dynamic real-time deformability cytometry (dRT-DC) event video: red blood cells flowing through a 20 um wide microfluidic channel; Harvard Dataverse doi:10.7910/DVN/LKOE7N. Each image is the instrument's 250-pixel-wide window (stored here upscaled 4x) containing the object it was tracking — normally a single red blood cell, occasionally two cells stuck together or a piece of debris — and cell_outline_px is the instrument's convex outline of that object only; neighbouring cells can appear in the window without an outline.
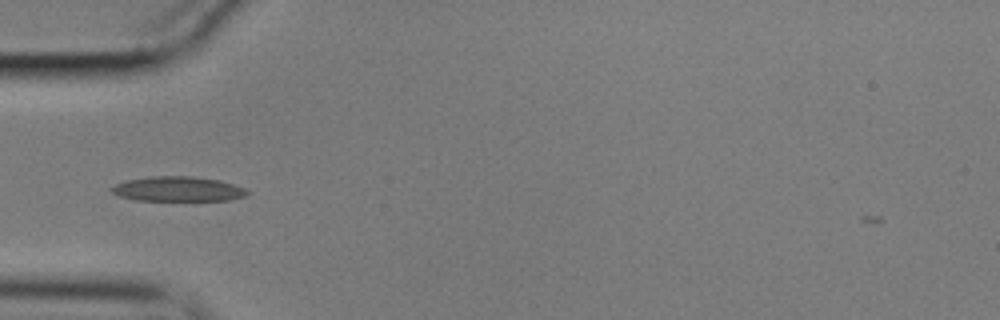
{"species": "common noctule bat (a hibernating species)", "species_latin": "Nyctalus noctula", "temperature_condition": "cold", "stored_images_in_passage": 39, "camera_frame_rate_fps": 3000, "um_per_image_px": 0.085, "animal": {"sex": "male", "body_mass_g": 17.9}, "frame": {"image": 1, "passage_image": 1, "time_ms": 0.0, "image_size_px": [1000, 320], "cell_outline_px": [[248, 196], [228, 200], [136, 200], [120, 196], [112, 192], [108, 188], [116, 184], [128, 180], [152, 176], [192, 176], [220, 180], [244, 188], [248, 192]], "centroid_in_image_um": [15.13, 16.06], "position_along_channel_um": 69.9, "area_um2": 19.48}}
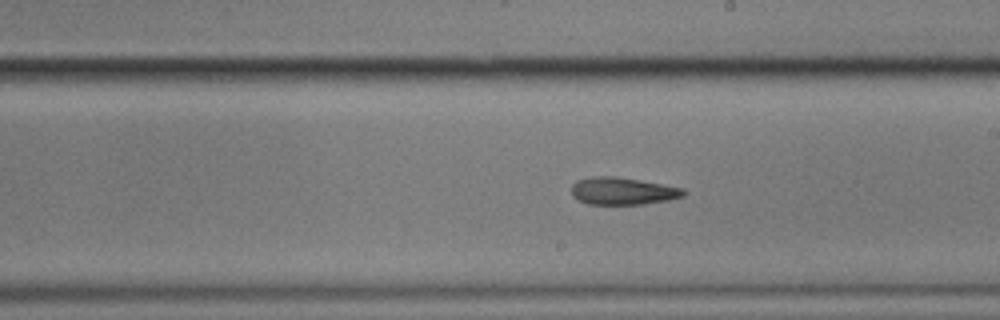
{"frame": {"image": 2, "passage_image": 15, "time_ms": 4.667, "image_size_px": [1000, 320], "cell_outline_px": [[684, 196], [668, 200], [644, 204], [588, 204], [572, 196], [572, 184], [576, 180], [592, 176], [612, 176], [640, 180], [664, 184], [684, 188]], "centroid_in_image_um": [52.92, 16.23], "position_along_channel_um": 236.1, "area_um2": 17.86}}
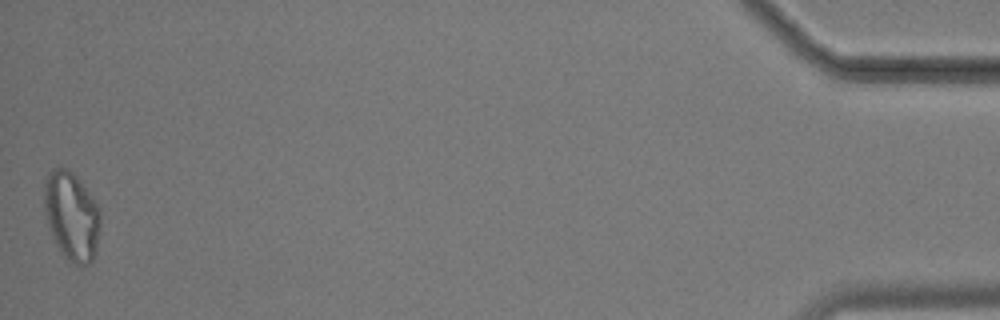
{"frame": {"image": 3, "passage_image": 39, "time_ms": 12.667, "image_size_px": [1000, 320], "cell_outline_px": [[100, 228], [96, 252], [92, 264], [76, 264], [68, 260], [60, 252], [52, 236], [48, 224], [44, 208], [44, 184], [48, 172], [52, 168], [68, 168], [76, 176], [92, 196], [100, 208]], "centroid_in_image_um": [6.1, 18.36], "position_along_channel_um": 429.1, "area_um2": 29.25}, "authors_computed_cell_mechanics": {"area_um2": 18.6694, "velocity_mm_per_s": 3.5515, "shape_relaxation_time_tau1_ms": 10.0495, "shape_relaxation_time_tau2_ms": 6.5048, "deformation_change_tau1": 0.2095, "deformation_change_tau2": 0.1529}}